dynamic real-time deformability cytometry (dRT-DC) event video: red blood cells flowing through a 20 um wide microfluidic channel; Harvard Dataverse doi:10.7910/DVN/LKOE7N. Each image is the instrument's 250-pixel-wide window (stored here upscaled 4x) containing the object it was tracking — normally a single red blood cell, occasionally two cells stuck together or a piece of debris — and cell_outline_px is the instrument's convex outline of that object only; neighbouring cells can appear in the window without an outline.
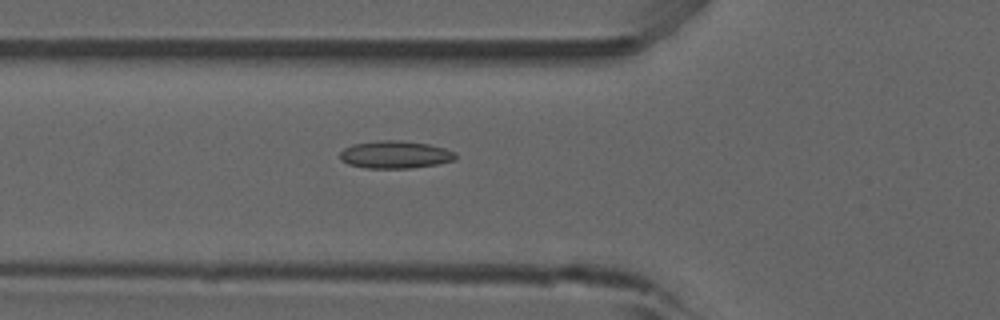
{"species": "common noctule bat (a hibernating species)", "species_latin": "Nyctalus noctula", "temperature_condition": "room temperature", "stored_images_in_passage": 34, "camera_frame_rate_fps": 3000, "um_per_image_px": 0.085, "animal": {"sex": "male", "forearm_length_mm": 52.5}, "frame": {"image": 1, "passage_image": 6, "time_ms": 1.667, "image_size_px": [1000, 320], "cell_outline_px": [[456, 160], [436, 164], [412, 168], [364, 168], [348, 164], [340, 160], [340, 152], [344, 148], [352, 144], [380, 140], [400, 140], [428, 144], [444, 148], [456, 152]], "centroid_in_image_um": [33.58, 13.14], "position_along_channel_um": 92.2, "area_um2": 18.67}}
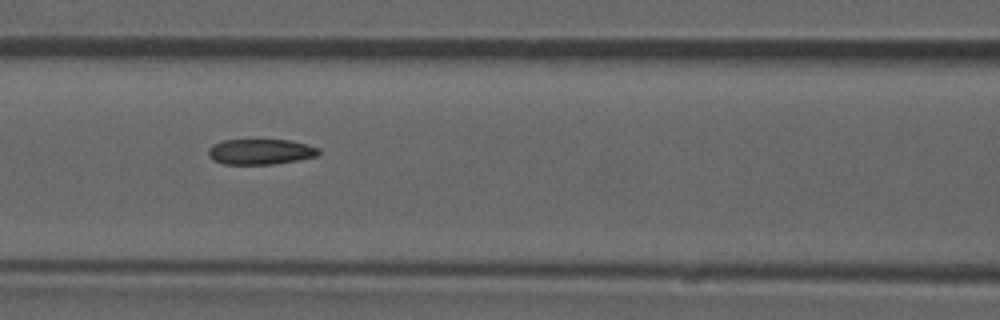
{"frame": {"image": 2, "passage_image": 10, "time_ms": 3.0, "image_size_px": [1000, 320], "cell_outline_px": [[320, 152], [316, 156], [296, 160], [272, 164], [224, 164], [212, 160], [208, 156], [208, 148], [212, 144], [224, 140], [292, 140], [308, 144], [320, 148]], "centroid_in_image_um": [22.12, 12.89], "position_along_channel_um": 144.5, "area_um2": 16.47}, "authors_computed_cell_mechanics": {"area_um2": 17.1088, "velocity_mm_per_s": 3.8828, "shape_relaxation_time_tau1_ms": null, "shape_relaxation_time_tau2_ms": 2.7916, "deformation_change_tau1": null, "deformation_change_tau2": 0.0928}}